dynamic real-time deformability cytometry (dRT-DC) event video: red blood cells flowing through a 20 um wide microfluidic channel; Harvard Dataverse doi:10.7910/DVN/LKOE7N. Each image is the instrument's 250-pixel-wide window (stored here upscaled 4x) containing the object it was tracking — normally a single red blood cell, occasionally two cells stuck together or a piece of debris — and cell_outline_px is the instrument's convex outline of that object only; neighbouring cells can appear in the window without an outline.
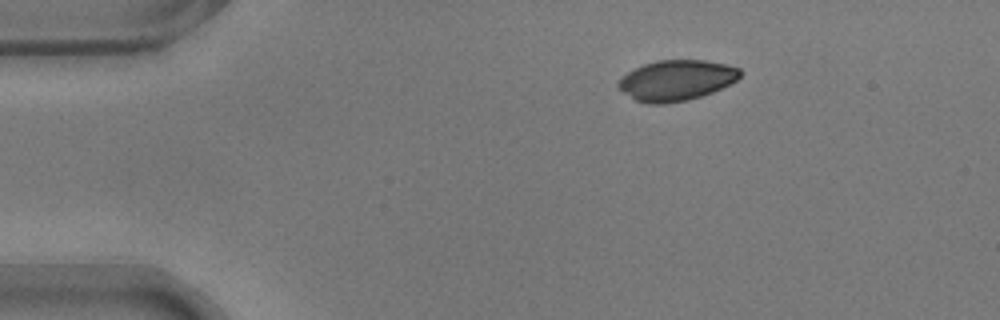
{"species": "common noctule bat (a hibernating species)", "species_latin": "Nyctalus noctula", "temperature_condition": "warm", "stored_images_in_passage": 46, "camera_frame_rate_fps": 3000, "um_per_image_px": 0.085, "animal": {"sex": "male", "body_mass_g": 17.9}, "frame": {"image": 1, "passage_image": 1, "time_ms": 0.0, "image_size_px": [1000, 320], "cell_outline_px": [[744, 72], [736, 80], [712, 92], [688, 100], [664, 104], [648, 104], [636, 100], [624, 92], [616, 84], [628, 72], [644, 64], [656, 60], [704, 60], [724, 64], [740, 68]], "centroid_in_image_um": [57.51, 6.82], "position_along_channel_um": 27.5, "area_um2": 28.5}}
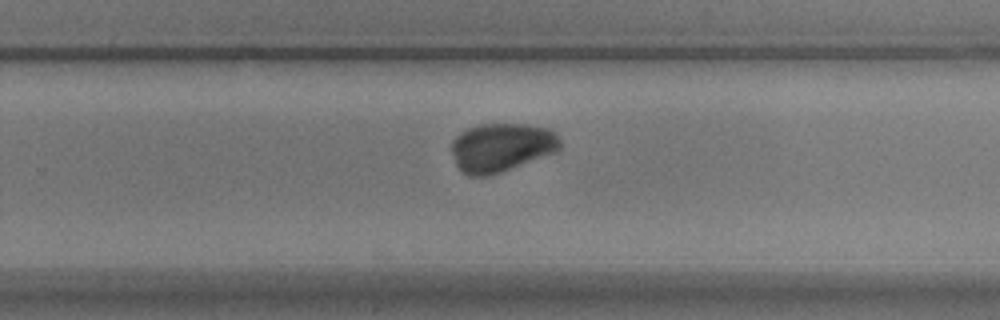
{"frame": {"image": 2, "passage_image": 27, "time_ms": 8.667, "image_size_px": [1000, 320], "cell_outline_px": [[560, 148], [556, 152], [500, 172], [484, 176], [468, 176], [460, 172], [456, 164], [452, 152], [452, 140], [460, 132], [468, 128], [480, 124], [528, 124], [552, 128], [556, 132], [560, 140]], "centroid_in_image_um": [42.63, 12.51], "position_along_channel_um": 287.2, "area_um2": 30.98}}
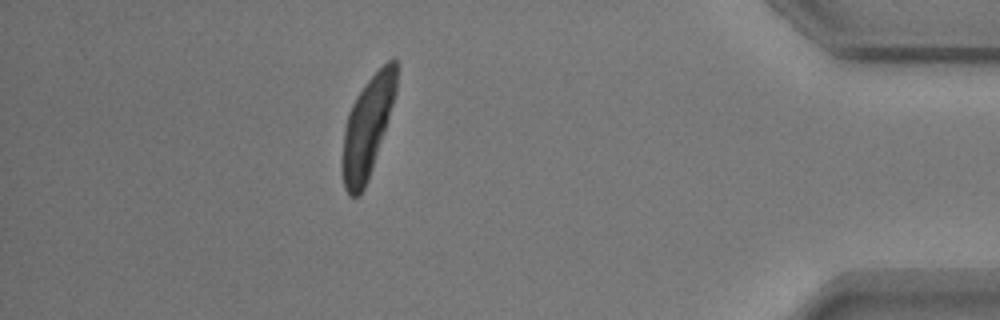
{"frame": {"image": 3, "passage_image": 40, "time_ms": 13.0, "image_size_px": [1000, 320], "cell_outline_px": [[396, 92], [384, 132], [368, 180], [364, 188], [356, 196], [348, 196], [344, 188], [340, 172], [340, 160], [344, 128], [348, 112], [356, 96], [364, 84], [392, 56], [396, 56]], "centroid_in_image_um": [31.18, 10.83], "position_along_channel_um": 404.0, "area_um2": 31.62}}